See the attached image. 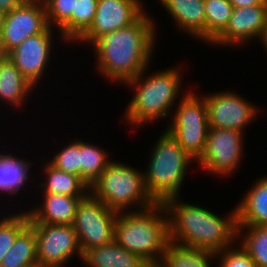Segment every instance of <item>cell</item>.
<instances>
[{
    "mask_svg": "<svg viewBox=\"0 0 267 267\" xmlns=\"http://www.w3.org/2000/svg\"><path fill=\"white\" fill-rule=\"evenodd\" d=\"M155 25L146 11L132 25L99 37L90 45L98 72L120 84L137 77L152 61L157 38Z\"/></svg>",
    "mask_w": 267,
    "mask_h": 267,
    "instance_id": "obj_1",
    "label": "cell"
},
{
    "mask_svg": "<svg viewBox=\"0 0 267 267\" xmlns=\"http://www.w3.org/2000/svg\"><path fill=\"white\" fill-rule=\"evenodd\" d=\"M179 198L172 196L163 202L171 242L215 253L235 246L238 240L236 207L221 217L203 206L181 202Z\"/></svg>",
    "mask_w": 267,
    "mask_h": 267,
    "instance_id": "obj_2",
    "label": "cell"
},
{
    "mask_svg": "<svg viewBox=\"0 0 267 267\" xmlns=\"http://www.w3.org/2000/svg\"><path fill=\"white\" fill-rule=\"evenodd\" d=\"M114 240L156 267L170 242L168 214L163 203L140 211L119 212Z\"/></svg>",
    "mask_w": 267,
    "mask_h": 267,
    "instance_id": "obj_3",
    "label": "cell"
},
{
    "mask_svg": "<svg viewBox=\"0 0 267 267\" xmlns=\"http://www.w3.org/2000/svg\"><path fill=\"white\" fill-rule=\"evenodd\" d=\"M147 70L149 66L137 77L125 83L126 86L135 89L133 92L136 91L123 115L132 127L145 126L148 122L172 115L169 110L178 102L177 98L181 93L179 91L184 75L178 66L149 75Z\"/></svg>",
    "mask_w": 267,
    "mask_h": 267,
    "instance_id": "obj_4",
    "label": "cell"
},
{
    "mask_svg": "<svg viewBox=\"0 0 267 267\" xmlns=\"http://www.w3.org/2000/svg\"><path fill=\"white\" fill-rule=\"evenodd\" d=\"M151 151L147 169L143 172L144 183L152 199L156 203H163L169 197L178 196L188 166L195 160L167 130L161 134Z\"/></svg>",
    "mask_w": 267,
    "mask_h": 267,
    "instance_id": "obj_5",
    "label": "cell"
},
{
    "mask_svg": "<svg viewBox=\"0 0 267 267\" xmlns=\"http://www.w3.org/2000/svg\"><path fill=\"white\" fill-rule=\"evenodd\" d=\"M90 193L117 213L144 210L156 203L146 190L143 172L117 161L92 183Z\"/></svg>",
    "mask_w": 267,
    "mask_h": 267,
    "instance_id": "obj_6",
    "label": "cell"
},
{
    "mask_svg": "<svg viewBox=\"0 0 267 267\" xmlns=\"http://www.w3.org/2000/svg\"><path fill=\"white\" fill-rule=\"evenodd\" d=\"M184 93L166 130L177 140L182 149L197 162L206 147L209 129L208 110L204 96L199 97L192 91H185Z\"/></svg>",
    "mask_w": 267,
    "mask_h": 267,
    "instance_id": "obj_7",
    "label": "cell"
},
{
    "mask_svg": "<svg viewBox=\"0 0 267 267\" xmlns=\"http://www.w3.org/2000/svg\"><path fill=\"white\" fill-rule=\"evenodd\" d=\"M118 213L90 192L77 204L73 220L82 253L114 241Z\"/></svg>",
    "mask_w": 267,
    "mask_h": 267,
    "instance_id": "obj_8",
    "label": "cell"
},
{
    "mask_svg": "<svg viewBox=\"0 0 267 267\" xmlns=\"http://www.w3.org/2000/svg\"><path fill=\"white\" fill-rule=\"evenodd\" d=\"M241 131L209 128L205 151L197 161L203 170L216 176H226L238 169L244 153Z\"/></svg>",
    "mask_w": 267,
    "mask_h": 267,
    "instance_id": "obj_9",
    "label": "cell"
},
{
    "mask_svg": "<svg viewBox=\"0 0 267 267\" xmlns=\"http://www.w3.org/2000/svg\"><path fill=\"white\" fill-rule=\"evenodd\" d=\"M49 27L43 0H25L5 14L0 36V55H7L28 37Z\"/></svg>",
    "mask_w": 267,
    "mask_h": 267,
    "instance_id": "obj_10",
    "label": "cell"
},
{
    "mask_svg": "<svg viewBox=\"0 0 267 267\" xmlns=\"http://www.w3.org/2000/svg\"><path fill=\"white\" fill-rule=\"evenodd\" d=\"M37 239V262L62 267L65 262L78 254L82 261L78 237L70 224L30 223Z\"/></svg>",
    "mask_w": 267,
    "mask_h": 267,
    "instance_id": "obj_11",
    "label": "cell"
},
{
    "mask_svg": "<svg viewBox=\"0 0 267 267\" xmlns=\"http://www.w3.org/2000/svg\"><path fill=\"white\" fill-rule=\"evenodd\" d=\"M208 110L209 128L233 129L243 132L259 113L255 105L236 91L203 95Z\"/></svg>",
    "mask_w": 267,
    "mask_h": 267,
    "instance_id": "obj_12",
    "label": "cell"
},
{
    "mask_svg": "<svg viewBox=\"0 0 267 267\" xmlns=\"http://www.w3.org/2000/svg\"><path fill=\"white\" fill-rule=\"evenodd\" d=\"M145 10L140 0H98L90 28L74 43L92 45L102 35L132 25Z\"/></svg>",
    "mask_w": 267,
    "mask_h": 267,
    "instance_id": "obj_13",
    "label": "cell"
},
{
    "mask_svg": "<svg viewBox=\"0 0 267 267\" xmlns=\"http://www.w3.org/2000/svg\"><path fill=\"white\" fill-rule=\"evenodd\" d=\"M53 32L54 30L49 26L44 32L28 37L7 54L21 74L35 88L43 78L51 58Z\"/></svg>",
    "mask_w": 267,
    "mask_h": 267,
    "instance_id": "obj_14",
    "label": "cell"
},
{
    "mask_svg": "<svg viewBox=\"0 0 267 267\" xmlns=\"http://www.w3.org/2000/svg\"><path fill=\"white\" fill-rule=\"evenodd\" d=\"M267 24V5L234 8L226 28L210 43L213 46H240L260 39Z\"/></svg>",
    "mask_w": 267,
    "mask_h": 267,
    "instance_id": "obj_15",
    "label": "cell"
},
{
    "mask_svg": "<svg viewBox=\"0 0 267 267\" xmlns=\"http://www.w3.org/2000/svg\"><path fill=\"white\" fill-rule=\"evenodd\" d=\"M177 27L198 41L206 43L204 0H158Z\"/></svg>",
    "mask_w": 267,
    "mask_h": 267,
    "instance_id": "obj_16",
    "label": "cell"
},
{
    "mask_svg": "<svg viewBox=\"0 0 267 267\" xmlns=\"http://www.w3.org/2000/svg\"><path fill=\"white\" fill-rule=\"evenodd\" d=\"M42 205L31 211L28 208L29 223L73 224L77 204L84 197L63 194H43Z\"/></svg>",
    "mask_w": 267,
    "mask_h": 267,
    "instance_id": "obj_17",
    "label": "cell"
},
{
    "mask_svg": "<svg viewBox=\"0 0 267 267\" xmlns=\"http://www.w3.org/2000/svg\"><path fill=\"white\" fill-rule=\"evenodd\" d=\"M255 182L236 205L238 226H267V175Z\"/></svg>",
    "mask_w": 267,
    "mask_h": 267,
    "instance_id": "obj_18",
    "label": "cell"
},
{
    "mask_svg": "<svg viewBox=\"0 0 267 267\" xmlns=\"http://www.w3.org/2000/svg\"><path fill=\"white\" fill-rule=\"evenodd\" d=\"M35 88L7 55H0V99L9 106L22 107Z\"/></svg>",
    "mask_w": 267,
    "mask_h": 267,
    "instance_id": "obj_19",
    "label": "cell"
},
{
    "mask_svg": "<svg viewBox=\"0 0 267 267\" xmlns=\"http://www.w3.org/2000/svg\"><path fill=\"white\" fill-rule=\"evenodd\" d=\"M82 262L85 267H152L141 256L124 249L115 240L87 250Z\"/></svg>",
    "mask_w": 267,
    "mask_h": 267,
    "instance_id": "obj_20",
    "label": "cell"
},
{
    "mask_svg": "<svg viewBox=\"0 0 267 267\" xmlns=\"http://www.w3.org/2000/svg\"><path fill=\"white\" fill-rule=\"evenodd\" d=\"M45 180L40 184L43 194H63L71 197H85L90 186L78 175L55 168L49 162L44 165Z\"/></svg>",
    "mask_w": 267,
    "mask_h": 267,
    "instance_id": "obj_21",
    "label": "cell"
},
{
    "mask_svg": "<svg viewBox=\"0 0 267 267\" xmlns=\"http://www.w3.org/2000/svg\"><path fill=\"white\" fill-rule=\"evenodd\" d=\"M30 161L9 154L0 153V195H16L22 187L28 183L32 177L28 172Z\"/></svg>",
    "mask_w": 267,
    "mask_h": 267,
    "instance_id": "obj_22",
    "label": "cell"
},
{
    "mask_svg": "<svg viewBox=\"0 0 267 267\" xmlns=\"http://www.w3.org/2000/svg\"><path fill=\"white\" fill-rule=\"evenodd\" d=\"M215 252L169 242L156 267H211Z\"/></svg>",
    "mask_w": 267,
    "mask_h": 267,
    "instance_id": "obj_23",
    "label": "cell"
},
{
    "mask_svg": "<svg viewBox=\"0 0 267 267\" xmlns=\"http://www.w3.org/2000/svg\"><path fill=\"white\" fill-rule=\"evenodd\" d=\"M37 239L34 227L29 223L18 235L0 267H28L37 263Z\"/></svg>",
    "mask_w": 267,
    "mask_h": 267,
    "instance_id": "obj_24",
    "label": "cell"
},
{
    "mask_svg": "<svg viewBox=\"0 0 267 267\" xmlns=\"http://www.w3.org/2000/svg\"><path fill=\"white\" fill-rule=\"evenodd\" d=\"M91 142L80 140V177L91 186L113 161L110 154ZM110 159V160H109Z\"/></svg>",
    "mask_w": 267,
    "mask_h": 267,
    "instance_id": "obj_25",
    "label": "cell"
},
{
    "mask_svg": "<svg viewBox=\"0 0 267 267\" xmlns=\"http://www.w3.org/2000/svg\"><path fill=\"white\" fill-rule=\"evenodd\" d=\"M77 0H43L50 27L58 30L65 42L72 43V13ZM56 25V26H55ZM54 26V27H53Z\"/></svg>",
    "mask_w": 267,
    "mask_h": 267,
    "instance_id": "obj_26",
    "label": "cell"
},
{
    "mask_svg": "<svg viewBox=\"0 0 267 267\" xmlns=\"http://www.w3.org/2000/svg\"><path fill=\"white\" fill-rule=\"evenodd\" d=\"M238 241L257 267H267V226H238Z\"/></svg>",
    "mask_w": 267,
    "mask_h": 267,
    "instance_id": "obj_27",
    "label": "cell"
},
{
    "mask_svg": "<svg viewBox=\"0 0 267 267\" xmlns=\"http://www.w3.org/2000/svg\"><path fill=\"white\" fill-rule=\"evenodd\" d=\"M206 44L211 43L227 26L233 6L229 0H204Z\"/></svg>",
    "mask_w": 267,
    "mask_h": 267,
    "instance_id": "obj_28",
    "label": "cell"
},
{
    "mask_svg": "<svg viewBox=\"0 0 267 267\" xmlns=\"http://www.w3.org/2000/svg\"><path fill=\"white\" fill-rule=\"evenodd\" d=\"M0 219V264L14 244L17 235L29 224V214L25 210Z\"/></svg>",
    "mask_w": 267,
    "mask_h": 267,
    "instance_id": "obj_29",
    "label": "cell"
},
{
    "mask_svg": "<svg viewBox=\"0 0 267 267\" xmlns=\"http://www.w3.org/2000/svg\"><path fill=\"white\" fill-rule=\"evenodd\" d=\"M98 0H77L72 13V42H76L91 26Z\"/></svg>",
    "mask_w": 267,
    "mask_h": 267,
    "instance_id": "obj_30",
    "label": "cell"
},
{
    "mask_svg": "<svg viewBox=\"0 0 267 267\" xmlns=\"http://www.w3.org/2000/svg\"><path fill=\"white\" fill-rule=\"evenodd\" d=\"M53 156L49 163L55 168L80 176V139L71 141Z\"/></svg>",
    "mask_w": 267,
    "mask_h": 267,
    "instance_id": "obj_31",
    "label": "cell"
},
{
    "mask_svg": "<svg viewBox=\"0 0 267 267\" xmlns=\"http://www.w3.org/2000/svg\"><path fill=\"white\" fill-rule=\"evenodd\" d=\"M238 246H232L215 253L216 259L220 257L219 263H217L218 267H257L243 247L239 244Z\"/></svg>",
    "mask_w": 267,
    "mask_h": 267,
    "instance_id": "obj_32",
    "label": "cell"
},
{
    "mask_svg": "<svg viewBox=\"0 0 267 267\" xmlns=\"http://www.w3.org/2000/svg\"><path fill=\"white\" fill-rule=\"evenodd\" d=\"M233 8H244L253 5H267V0H229Z\"/></svg>",
    "mask_w": 267,
    "mask_h": 267,
    "instance_id": "obj_33",
    "label": "cell"
},
{
    "mask_svg": "<svg viewBox=\"0 0 267 267\" xmlns=\"http://www.w3.org/2000/svg\"><path fill=\"white\" fill-rule=\"evenodd\" d=\"M25 0H0V11L4 14L20 6Z\"/></svg>",
    "mask_w": 267,
    "mask_h": 267,
    "instance_id": "obj_34",
    "label": "cell"
},
{
    "mask_svg": "<svg viewBox=\"0 0 267 267\" xmlns=\"http://www.w3.org/2000/svg\"><path fill=\"white\" fill-rule=\"evenodd\" d=\"M259 40H261L262 42L261 44L264 46L265 50L267 51V24L265 25V28Z\"/></svg>",
    "mask_w": 267,
    "mask_h": 267,
    "instance_id": "obj_35",
    "label": "cell"
},
{
    "mask_svg": "<svg viewBox=\"0 0 267 267\" xmlns=\"http://www.w3.org/2000/svg\"><path fill=\"white\" fill-rule=\"evenodd\" d=\"M4 18H5V14L2 11H0V36H1V33H2Z\"/></svg>",
    "mask_w": 267,
    "mask_h": 267,
    "instance_id": "obj_36",
    "label": "cell"
},
{
    "mask_svg": "<svg viewBox=\"0 0 267 267\" xmlns=\"http://www.w3.org/2000/svg\"><path fill=\"white\" fill-rule=\"evenodd\" d=\"M28 267H54V266H51V265H48V264H42V263H35V264H32Z\"/></svg>",
    "mask_w": 267,
    "mask_h": 267,
    "instance_id": "obj_37",
    "label": "cell"
}]
</instances>
